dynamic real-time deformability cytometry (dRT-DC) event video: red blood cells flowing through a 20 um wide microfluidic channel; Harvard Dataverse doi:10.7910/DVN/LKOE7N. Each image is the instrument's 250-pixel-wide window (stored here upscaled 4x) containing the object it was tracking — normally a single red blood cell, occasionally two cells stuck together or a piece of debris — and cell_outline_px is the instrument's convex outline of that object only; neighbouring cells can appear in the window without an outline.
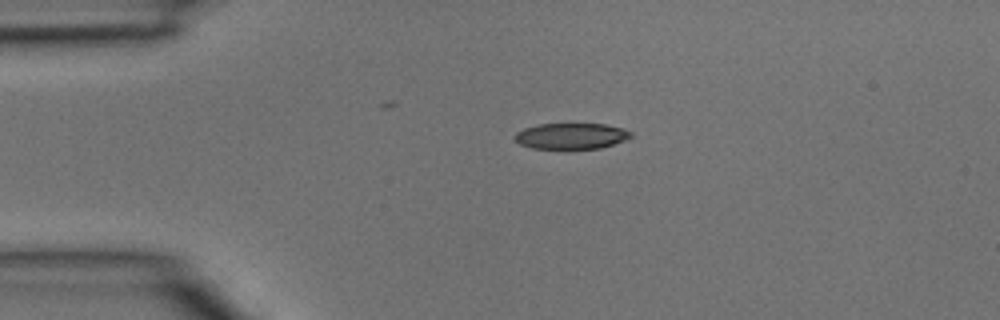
{"species": "common noctule bat (a hibernating species)", "species_latin": "Nyctalus noctula", "temperature_condition": "room temperature", "stored_images_in_passage": 32, "camera_frame_rate_fps": 3000, "um_per_image_px": 0.085, "animal": {"sex": "male", "body_mass_g": 15.6}, "frame": {"image": 1, "passage_image": 1, "time_ms": 0.0, "image_size_px": [1000, 320], "cell_outline_px": [[632, 136], [624, 140], [600, 148], [564, 152], [532, 148], [520, 144], [512, 136], [516, 132], [524, 128], [540, 124], [604, 124], [624, 128], [632, 132]], "centroid_in_image_um": [48.51, 11.61], "position_along_channel_um": 36.5, "area_um2": 18.38}}
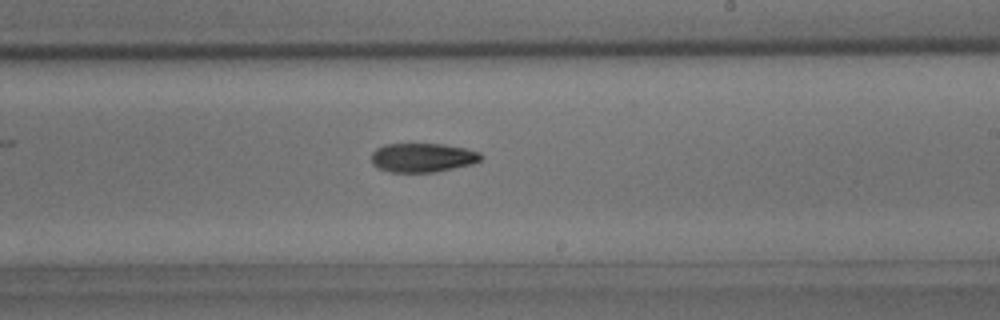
{"frame": {"image": 2, "passage_image": 16, "time_ms": 5.0, "image_size_px": [1000, 320], "cell_outline_px": [[484, 156], [480, 160], [472, 164], [436, 172], [388, 172], [376, 168], [372, 164], [372, 152], [376, 148], [384, 144], [444, 144], [464, 148], [480, 152]], "centroid_in_image_um": [35.9, 13.4], "position_along_channel_um": 253.1, "area_um2": 18.73}}
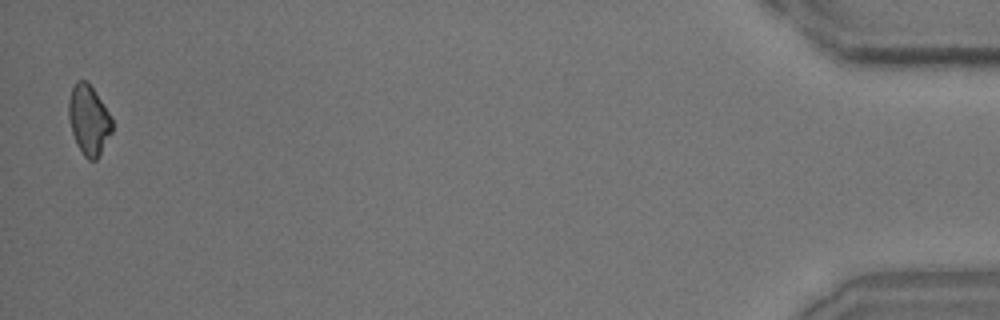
{"frame": {"image": 3, "passage_image": 32, "time_ms": 10.333, "image_size_px": [1000, 320], "cell_outline_px": [[112, 132], [96, 160], [88, 160], [84, 156], [76, 144], [72, 132], [68, 116], [68, 100], [72, 88], [76, 80], [84, 80], [92, 88], [104, 104], [112, 116]], "centroid_in_image_um": [7.54, 10.2], "position_along_channel_um": 427.7, "area_um2": 17.63}}